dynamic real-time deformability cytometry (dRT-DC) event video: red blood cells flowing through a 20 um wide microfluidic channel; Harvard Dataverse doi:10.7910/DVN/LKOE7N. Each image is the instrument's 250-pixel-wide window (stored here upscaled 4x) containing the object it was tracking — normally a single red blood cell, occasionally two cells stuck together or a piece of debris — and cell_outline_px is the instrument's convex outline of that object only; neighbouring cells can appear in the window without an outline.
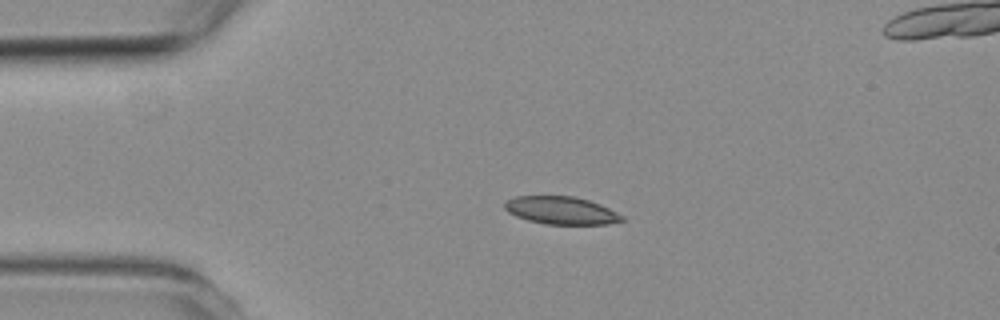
{"species": "common noctule bat (a hibernating species)", "species_latin": "Nyctalus noctula", "temperature_condition": "room temperature", "stored_images_in_passage": 3, "camera_frame_rate_fps": 3000, "um_per_image_px": 0.085, "animal": {"sex": "female", "body_mass_g": 19.3, "forearm_length_mm": 54.1}, "frame": {"image": 1, "passage_image": 1, "time_ms": 0.0, "image_size_px": [1000, 320], "cell_outline_px": [[624, 220], [608, 224], [544, 224], [528, 220], [516, 216], [508, 212], [504, 208], [504, 200], [516, 196], [572, 196], [588, 200], [600, 204], [624, 216]], "centroid_in_image_um": [47.67, 17.88], "position_along_channel_um": 37.3, "area_um2": 18.96}}